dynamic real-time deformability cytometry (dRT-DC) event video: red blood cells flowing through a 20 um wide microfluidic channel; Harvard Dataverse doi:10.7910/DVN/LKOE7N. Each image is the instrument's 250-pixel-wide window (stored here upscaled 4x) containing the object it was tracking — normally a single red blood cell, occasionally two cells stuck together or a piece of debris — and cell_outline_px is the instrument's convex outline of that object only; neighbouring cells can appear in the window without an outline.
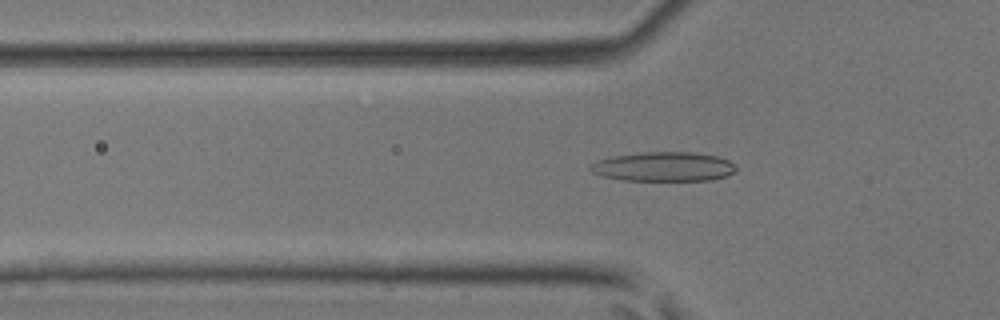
{"species": "common noctule bat (a hibernating species)", "species_latin": "Nyctalus noctula", "temperature_condition": "room temperature", "stored_images_in_passage": 32, "camera_frame_rate_fps": 3000, "um_per_image_px": 0.085, "animal": {"sex": "male", "body_mass_g": 17.9, "forearm_length_mm": 54.2}, "frame": {"image": 1, "passage_image": 15, "time_ms": 4.667, "image_size_px": [1000, 320], "cell_outline_px": [[736, 172], [728, 176], [712, 180], [624, 180], [604, 176], [592, 172], [588, 168], [596, 160], [616, 156], [644, 152], [692, 152], [716, 156], [728, 160], [736, 168]], "centroid_in_image_um": [56.43, 14.17], "position_along_channel_um": 69.4, "area_um2": 24.74}}
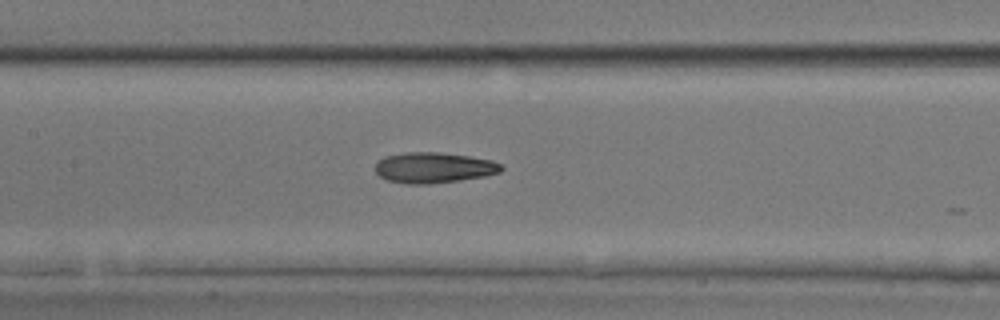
{"frame": {"image": 2, "passage_image": 22, "time_ms": 7.0, "image_size_px": [1000, 320], "cell_outline_px": [[504, 168], [500, 172], [484, 176], [460, 180], [428, 184], [408, 184], [388, 180], [380, 176], [376, 172], [376, 164], [384, 156], [404, 152], [440, 152], [468, 156], [492, 160], [500, 164]], "centroid_in_image_um": [36.87, 14.24], "position_along_channel_um": 170.5, "area_um2": 22.43}}
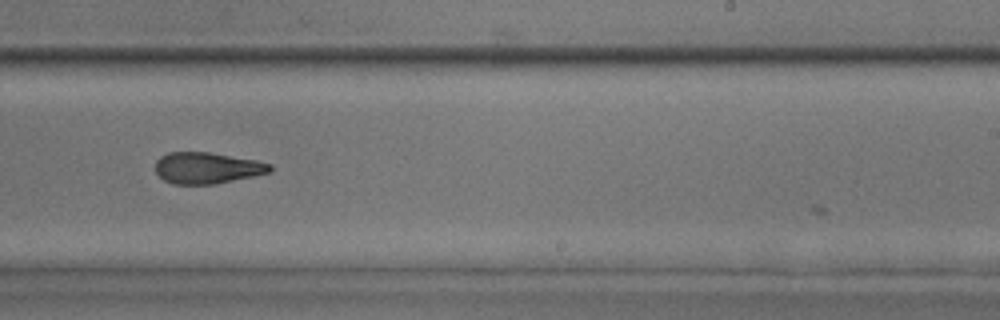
{"frame": {"image": 3, "passage_image": 29, "time_ms": 9.333, "image_size_px": [1000, 320], "cell_outline_px": [[272, 172], [216, 184], [172, 184], [164, 180], [156, 172], [156, 160], [160, 156], [168, 152], [208, 152], [256, 160], [272, 164]], "centroid_in_image_um": [17.61, 14.28], "position_along_channel_um": 271.4, "area_um2": 20.98}}